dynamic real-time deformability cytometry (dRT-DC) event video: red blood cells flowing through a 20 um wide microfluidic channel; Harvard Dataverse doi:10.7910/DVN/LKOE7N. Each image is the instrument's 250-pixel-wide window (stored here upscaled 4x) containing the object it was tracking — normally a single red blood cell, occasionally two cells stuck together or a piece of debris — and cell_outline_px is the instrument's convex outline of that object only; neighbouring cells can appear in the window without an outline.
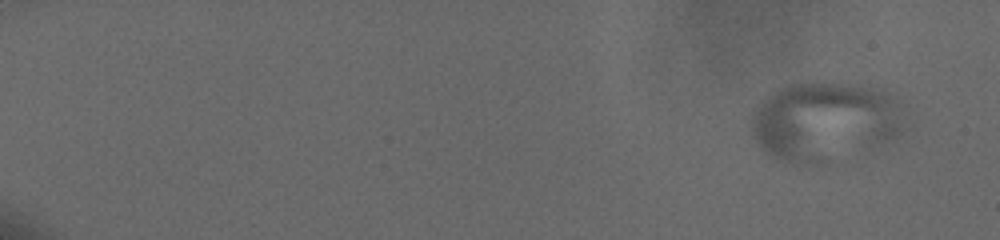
{"species": "human", "species_latin": "Homo sapiens", "temperature_condition": "cold", "stored_images_in_passage": 41, "camera_frame_rate_fps": 3000, "um_per_image_px": 0.085, "donor": {"sex": "male"}, "frame": {"image": 1, "passage_image": 4, "time_ms": 1.333, "image_size_px": [1000, 240], "cell_outline_px": [[900, 132], [892, 140], [828, 164], [796, 164], [776, 160], [764, 152], [752, 136], [752, 120], [756, 112], [764, 100], [780, 88], [792, 84], [872, 84], [884, 88], [896, 100], [900, 128]], "centroid_in_image_um": [70.09, 10.37], "position_along_channel_um": 14.9, "area_um2": 70.23}}
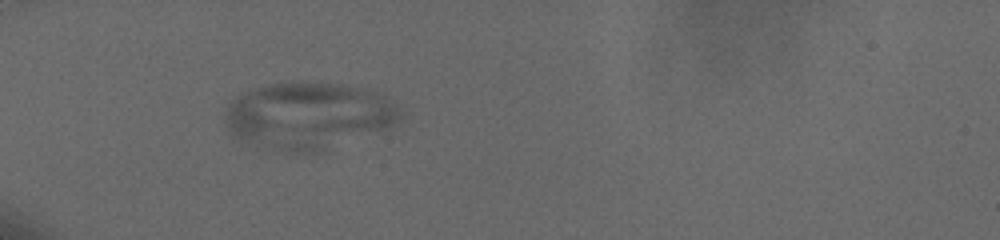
{"frame": {"image": 2, "passage_image": 27, "time_ms": 7.333, "image_size_px": [1000, 240], "cell_outline_px": [[400, 120], [388, 128], [324, 152], [284, 152], [264, 148], [232, 136], [228, 128], [224, 116], [228, 104], [236, 96], [272, 84], [300, 80], [340, 84], [360, 88], [376, 92], [392, 100], [400, 108]], "centroid_in_image_um": [26.23, 9.85], "position_along_channel_um": 58.8, "area_um2": 68.67}}